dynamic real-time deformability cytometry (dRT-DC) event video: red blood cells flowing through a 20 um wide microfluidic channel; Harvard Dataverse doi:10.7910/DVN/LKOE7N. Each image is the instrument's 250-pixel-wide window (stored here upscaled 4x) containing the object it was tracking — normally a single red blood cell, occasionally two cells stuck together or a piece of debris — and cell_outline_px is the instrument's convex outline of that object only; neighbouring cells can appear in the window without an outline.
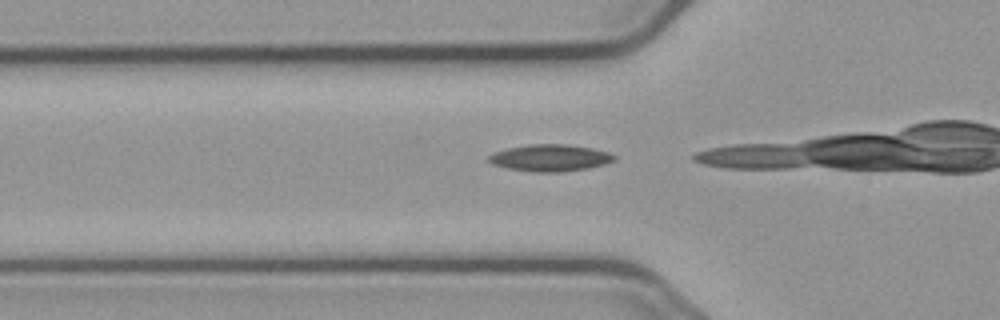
{"species": "common noctule bat (a hibernating species)", "species_latin": "Nyctalus noctula", "temperature_condition": "cold", "stored_images_in_passage": 16, "camera_frame_rate_fps": 3000, "um_per_image_px": 0.085, "animal": {"sex": "male", "body_mass_g": 23.1, "forearm_length_mm": 52.7}, "frame": {"image": 1, "passage_image": 14, "time_ms": 4.333, "image_size_px": [1000, 320], "cell_outline_px": [[616, 160], [604, 164], [588, 168], [560, 172], [532, 172], [508, 168], [492, 164], [488, 160], [488, 156], [492, 152], [508, 148], [528, 144], [568, 144], [592, 148], [608, 152], [616, 156]], "centroid_in_image_um": [46.75, 13.41], "position_along_channel_um": 79.1, "area_um2": 19.71}}